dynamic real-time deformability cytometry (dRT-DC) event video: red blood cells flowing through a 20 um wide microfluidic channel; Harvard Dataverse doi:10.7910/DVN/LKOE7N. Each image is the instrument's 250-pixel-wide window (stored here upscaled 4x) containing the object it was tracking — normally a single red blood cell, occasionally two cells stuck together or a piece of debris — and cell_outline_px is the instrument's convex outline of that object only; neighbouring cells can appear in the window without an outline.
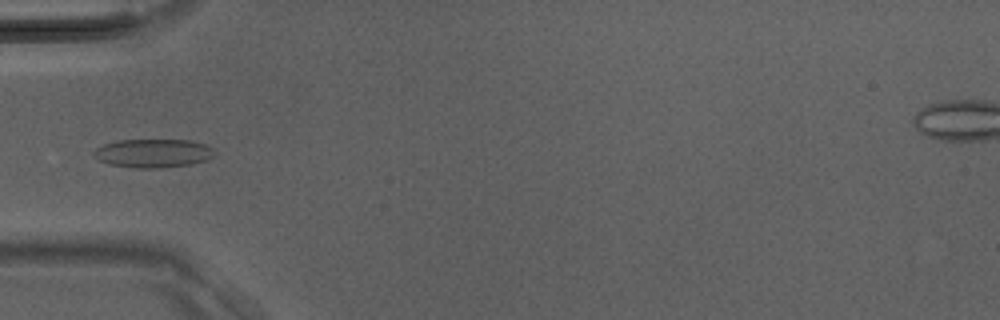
{"species": "Egyptian fruit bat (a non-hibernating species)", "species_latin": "Rousettus aegyptiacus", "temperature_condition": "room temperature", "stored_images_in_passage": 39, "camera_frame_rate_fps": 3000, "um_per_image_px": 0.085, "animal": {"sex": "male"}, "frame": {"image": 1, "passage_image": 12, "time_ms": 3.667, "image_size_px": [1000, 320], "cell_outline_px": [[216, 152], [208, 160], [192, 164], [164, 168], [136, 168], [108, 164], [92, 156], [92, 152], [96, 148], [104, 144], [120, 140], [188, 140], [208, 144]], "centroid_in_image_um": [13.04, 13.03], "position_along_channel_um": 72.0, "area_um2": 20.35}}
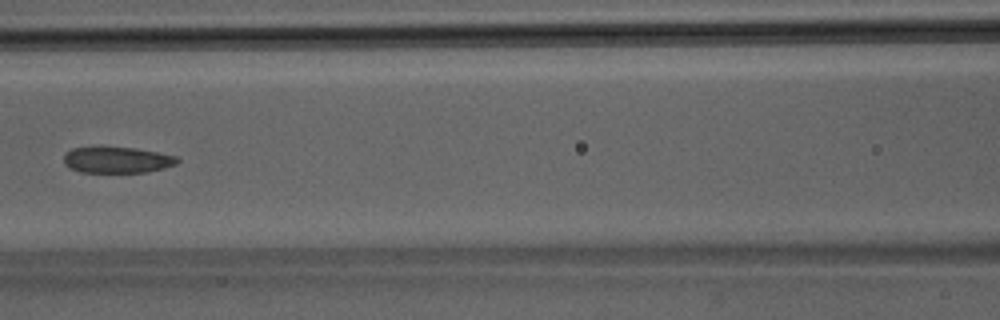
{"frame": {"image": 2, "passage_image": 17, "time_ms": 5.333, "image_size_px": [1000, 320], "cell_outline_px": [[180, 160], [176, 164], [164, 168], [148, 172], [80, 172], [68, 168], [64, 164], [64, 156], [72, 148], [136, 148], [176, 156]], "centroid_in_image_um": [9.96, 13.61], "position_along_channel_um": 156.6, "area_um2": 17.05}}
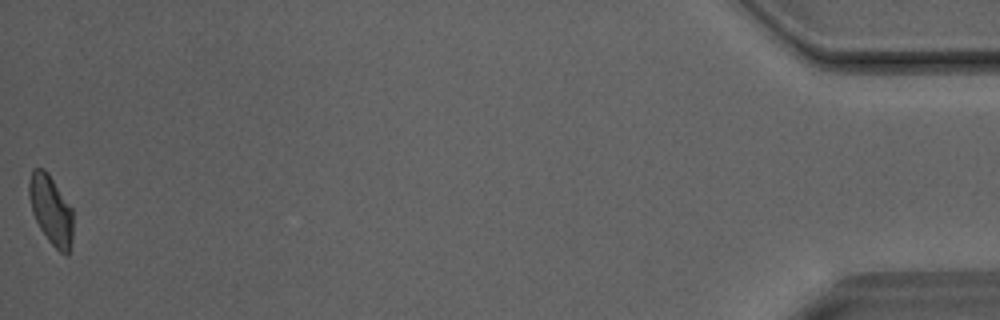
{"frame": {"image": 3, "passage_image": 39, "time_ms": 12.667, "image_size_px": [1000, 320], "cell_outline_px": [[72, 240], [68, 256], [64, 256], [48, 240], [40, 228], [32, 212], [28, 196], [28, 180], [32, 168], [44, 168], [48, 172], [72, 208]], "centroid_in_image_um": [4.31, 17.83], "position_along_channel_um": 430.9, "area_um2": 17.92}}